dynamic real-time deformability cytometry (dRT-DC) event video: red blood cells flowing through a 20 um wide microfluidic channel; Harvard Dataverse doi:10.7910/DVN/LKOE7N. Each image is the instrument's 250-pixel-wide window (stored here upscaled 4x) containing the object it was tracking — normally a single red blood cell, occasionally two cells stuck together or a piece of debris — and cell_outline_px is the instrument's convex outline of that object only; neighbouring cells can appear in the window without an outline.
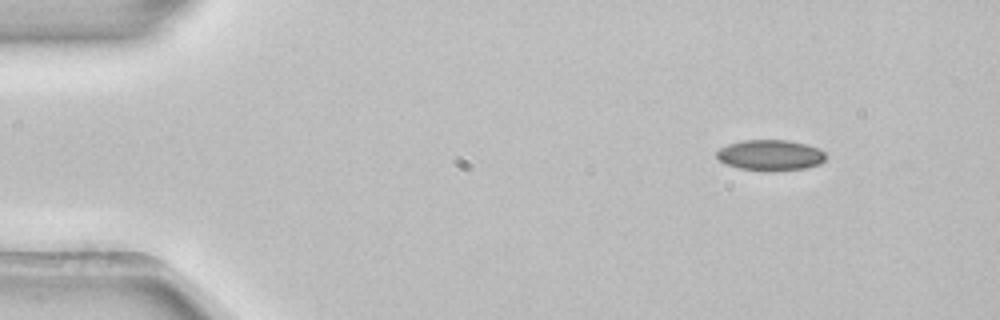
{"species": "common noctule bat (a hibernating species)", "species_latin": "Nyctalus noctula", "temperature_condition": "room temperature", "stored_images_in_passage": 3, "camera_frame_rate_fps": 3000, "um_per_image_px": 0.085, "animal": {"sex": "female", "body_mass_g": 22.7, "forearm_length_mm": 54.2}, "frame": {"image": 1, "passage_image": 1, "time_ms": 0.0, "image_size_px": [1000, 320], "cell_outline_px": [[824, 160], [820, 164], [804, 168], [740, 168], [724, 164], [716, 156], [716, 152], [720, 148], [728, 144], [744, 140], [788, 140], [808, 144], [820, 148], [824, 152]], "centroid_in_image_um": [65.48, 13.13], "position_along_channel_um": 19.5, "area_um2": 18.79}}
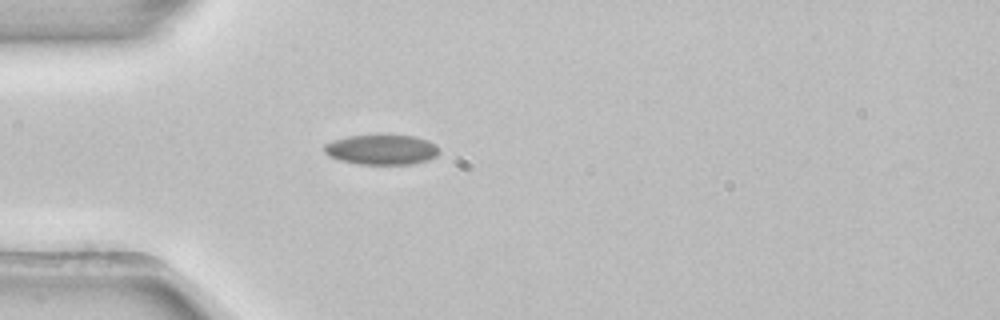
{"frame": {"image": 2, "passage_image": 3, "time_ms": 0.667, "image_size_px": [1000, 320], "cell_outline_px": [[440, 152], [436, 156], [428, 160], [412, 164], [360, 164], [340, 160], [328, 156], [324, 152], [324, 144], [332, 140], [348, 136], [384, 132], [416, 136], [428, 140], [436, 144], [440, 148]], "centroid_in_image_um": [32.46, 12.67], "position_along_channel_um": 52.5, "area_um2": 21.1}}